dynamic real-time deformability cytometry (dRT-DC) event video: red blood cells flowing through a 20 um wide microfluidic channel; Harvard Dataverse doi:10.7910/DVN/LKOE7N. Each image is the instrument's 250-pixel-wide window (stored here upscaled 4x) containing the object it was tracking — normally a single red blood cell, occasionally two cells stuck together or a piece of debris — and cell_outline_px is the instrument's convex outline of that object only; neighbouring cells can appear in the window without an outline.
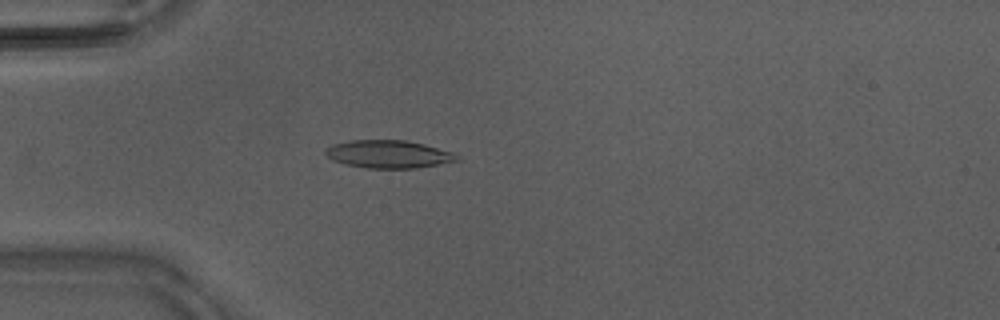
{"species": "Egyptian fruit bat (a non-hibernating species)", "species_latin": "Rousettus aegyptiacus", "temperature_condition": "warm", "stored_images_in_passage": 45, "camera_frame_rate_fps": 3000, "um_per_image_px": 0.085, "animal": {"sex": "male"}, "frame": {"image": 1, "passage_image": 13, "time_ms": 4.0, "image_size_px": [1000, 320], "cell_outline_px": [[460, 160], [440, 164], [416, 168], [364, 168], [344, 164], [332, 160], [324, 152], [324, 148], [332, 144], [352, 140], [404, 140], [424, 144], [452, 152], [460, 156]], "centroid_in_image_um": [33.0, 13.11], "position_along_channel_um": 52.0, "area_um2": 21.44}}
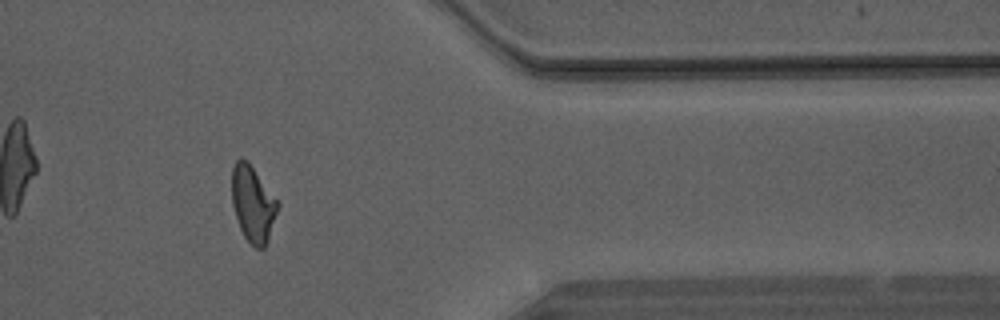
{"frame": {"image": 2, "passage_image": 37, "time_ms": 12.0, "image_size_px": [1000, 320], "cell_outline_px": [[280, 204], [268, 240], [264, 248], [256, 248], [244, 236], [240, 228], [232, 204], [232, 168], [236, 160], [240, 156], [248, 160]], "centroid_in_image_um": [21.49, 17.29], "position_along_channel_um": 389.9, "area_um2": 20.29}}
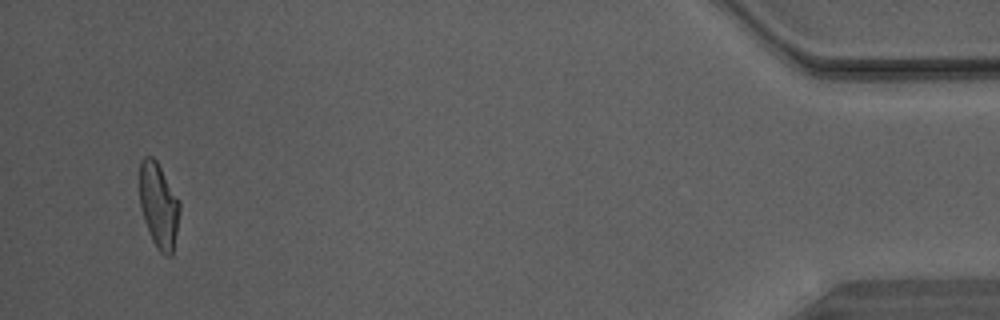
{"frame": {"image": 3, "passage_image": 43, "time_ms": 14.0, "image_size_px": [1000, 320], "cell_outline_px": [[180, 208], [172, 256], [164, 256], [156, 248], [148, 232], [140, 208], [140, 160], [144, 156], [152, 156], [156, 160], [180, 200]], "centroid_in_image_um": [13.48, 17.47], "position_along_channel_um": 421.7, "area_um2": 20.0}}